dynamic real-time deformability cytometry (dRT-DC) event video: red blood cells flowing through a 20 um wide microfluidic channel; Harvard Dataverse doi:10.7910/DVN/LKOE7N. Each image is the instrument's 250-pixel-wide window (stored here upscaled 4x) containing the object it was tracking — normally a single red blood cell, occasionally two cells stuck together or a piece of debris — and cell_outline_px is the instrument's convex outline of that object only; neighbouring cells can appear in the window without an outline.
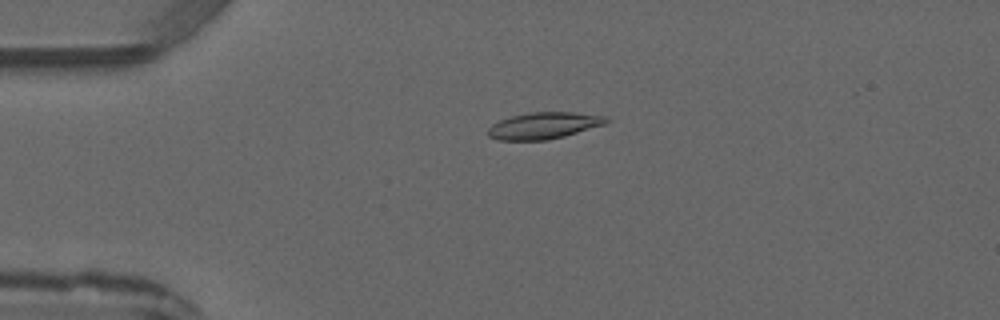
{"species": "common noctule bat (a hibernating species)", "species_latin": "Nyctalus noctula", "temperature_condition": "warm", "stored_images_in_passage": 6, "camera_frame_rate_fps": 3000, "um_per_image_px": 0.085, "animal": {"sex": "male", "forearm_length_mm": 52.5}, "frame": {"image": 1, "passage_image": 4, "time_ms": 3.333, "image_size_px": [1000, 320], "cell_outline_px": [[608, 120], [604, 124], [564, 136], [548, 140], [500, 140], [488, 136], [488, 128], [492, 124], [500, 120], [512, 116], [528, 112], [572, 112], [608, 116]], "centroid_in_image_um": [46.2, 10.67], "position_along_channel_um": 38.8, "area_um2": 18.21}}
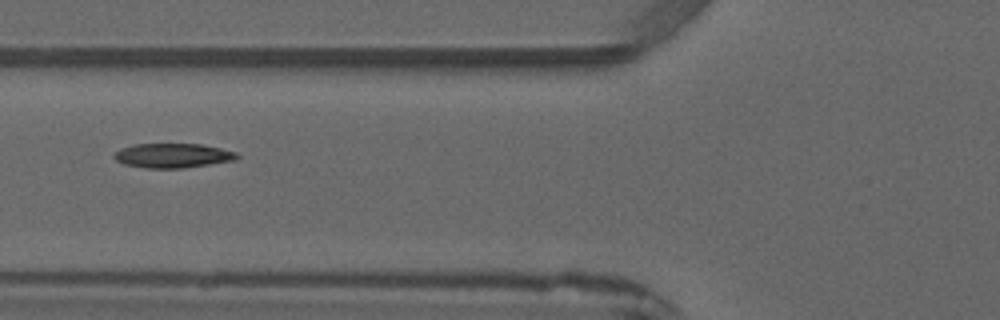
{"frame": {"image": 2, "passage_image": 6, "time_ms": 5.667, "image_size_px": [1000, 320], "cell_outline_px": [[240, 156], [236, 160], [184, 168], [148, 168], [124, 164], [116, 160], [112, 156], [120, 148], [132, 144], [200, 144], [220, 148], [236, 152]], "centroid_in_image_um": [14.68, 13.22], "position_along_channel_um": 111.1, "area_um2": 17.51}}